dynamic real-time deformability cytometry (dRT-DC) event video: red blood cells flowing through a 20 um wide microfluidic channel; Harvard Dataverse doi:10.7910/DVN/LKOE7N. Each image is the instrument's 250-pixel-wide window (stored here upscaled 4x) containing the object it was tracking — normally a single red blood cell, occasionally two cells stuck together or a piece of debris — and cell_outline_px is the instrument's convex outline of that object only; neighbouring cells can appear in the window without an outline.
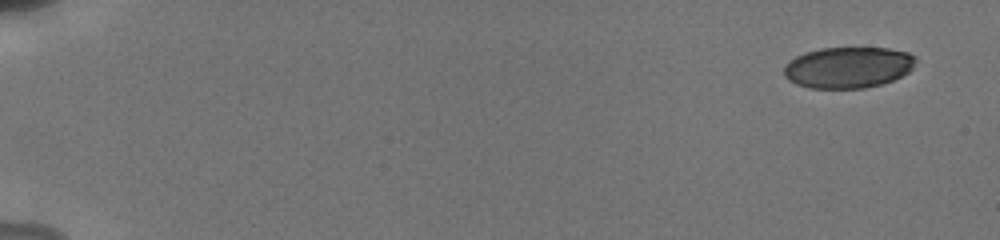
{"species": "human", "species_latin": "Homo sapiens", "temperature_condition": "cold", "stored_images_in_passage": 49, "camera_frame_rate_fps": 3000, "um_per_image_px": 0.085, "donor": {"sex": "male"}, "frame": {"image": 1, "passage_image": 1, "time_ms": 0.0, "image_size_px": [1000, 240], "cell_outline_px": [[916, 60], [912, 68], [908, 72], [892, 80], [880, 84], [864, 88], [808, 88], [796, 84], [788, 80], [784, 76], [784, 68], [788, 60], [804, 52], [820, 48], [888, 48], [908, 52], [916, 56]], "centroid_in_image_um": [72.06, 5.72], "position_along_channel_um": 12.9, "area_um2": 31.73}}
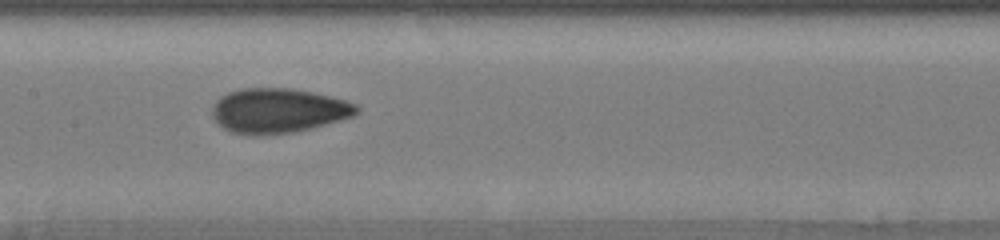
{"frame": {"image": 2, "passage_image": 19, "time_ms": 9.0, "image_size_px": [1000, 240], "cell_outline_px": [[360, 112], [352, 116], [340, 120], [292, 132], [256, 136], [252, 136], [232, 132], [216, 124], [212, 116], [212, 104], [220, 96], [228, 92], [240, 88], [292, 88], [332, 96], [356, 104], [360, 108]], "centroid_in_image_um": [23.61, 9.4], "position_along_channel_um": 183.8, "area_um2": 37.86}}
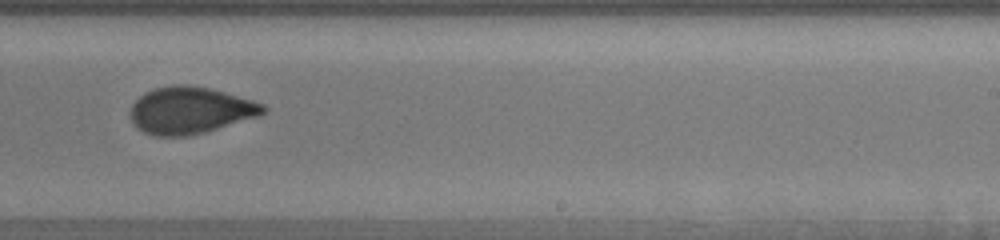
{"frame": {"image": 3, "passage_image": 27, "time_ms": 11.333, "image_size_px": [1000, 240], "cell_outline_px": [[268, 108], [264, 112], [256, 116], [204, 132], [188, 136], [152, 136], [136, 128], [132, 124], [132, 104], [144, 92], [156, 88], [172, 84], [188, 84], [208, 88], [224, 92], [252, 100], [264, 104]], "centroid_in_image_um": [16.13, 9.37], "position_along_channel_um": 272.9, "area_um2": 36.01}, "authors_computed_cell_mechanics": {"area_um2": 34.7956, "velocity_mm_per_s": 3.8361, "shape_relaxation_time_tau1_ms": 7.3213, "shape_relaxation_time_tau2_ms": 0.9219, "deformation_change_tau1": 0.1667, "deformation_change_tau2": 0.0502}}